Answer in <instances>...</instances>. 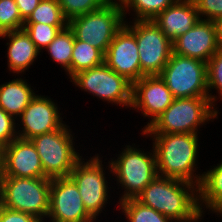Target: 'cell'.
<instances>
[{
	"label": "cell",
	"instance_id": "37",
	"mask_svg": "<svg viewBox=\"0 0 222 222\" xmlns=\"http://www.w3.org/2000/svg\"><path fill=\"white\" fill-rule=\"evenodd\" d=\"M204 216H206V214H205V215H204V214H201V215L196 219L195 222H200L201 220H202L201 222H203Z\"/></svg>",
	"mask_w": 222,
	"mask_h": 222
},
{
	"label": "cell",
	"instance_id": "20",
	"mask_svg": "<svg viewBox=\"0 0 222 222\" xmlns=\"http://www.w3.org/2000/svg\"><path fill=\"white\" fill-rule=\"evenodd\" d=\"M203 172L198 186V205L201 214L208 212L222 217V160Z\"/></svg>",
	"mask_w": 222,
	"mask_h": 222
},
{
	"label": "cell",
	"instance_id": "36",
	"mask_svg": "<svg viewBox=\"0 0 222 222\" xmlns=\"http://www.w3.org/2000/svg\"><path fill=\"white\" fill-rule=\"evenodd\" d=\"M7 32L1 27L0 25V39L2 40V37L6 34Z\"/></svg>",
	"mask_w": 222,
	"mask_h": 222
},
{
	"label": "cell",
	"instance_id": "24",
	"mask_svg": "<svg viewBox=\"0 0 222 222\" xmlns=\"http://www.w3.org/2000/svg\"><path fill=\"white\" fill-rule=\"evenodd\" d=\"M74 47V33L67 26L61 30L55 39L44 49L55 64L63 68L69 79L72 51Z\"/></svg>",
	"mask_w": 222,
	"mask_h": 222
},
{
	"label": "cell",
	"instance_id": "15",
	"mask_svg": "<svg viewBox=\"0 0 222 222\" xmlns=\"http://www.w3.org/2000/svg\"><path fill=\"white\" fill-rule=\"evenodd\" d=\"M0 171V177H46L32 141L19 137L2 147Z\"/></svg>",
	"mask_w": 222,
	"mask_h": 222
},
{
	"label": "cell",
	"instance_id": "7",
	"mask_svg": "<svg viewBox=\"0 0 222 222\" xmlns=\"http://www.w3.org/2000/svg\"><path fill=\"white\" fill-rule=\"evenodd\" d=\"M51 179L0 177V204L46 222L50 209Z\"/></svg>",
	"mask_w": 222,
	"mask_h": 222
},
{
	"label": "cell",
	"instance_id": "8",
	"mask_svg": "<svg viewBox=\"0 0 222 222\" xmlns=\"http://www.w3.org/2000/svg\"><path fill=\"white\" fill-rule=\"evenodd\" d=\"M125 18L119 1H110L101 9L75 17L68 22L77 40L86 41L104 55Z\"/></svg>",
	"mask_w": 222,
	"mask_h": 222
},
{
	"label": "cell",
	"instance_id": "16",
	"mask_svg": "<svg viewBox=\"0 0 222 222\" xmlns=\"http://www.w3.org/2000/svg\"><path fill=\"white\" fill-rule=\"evenodd\" d=\"M104 63L132 84L141 78V65L135 35L124 25L104 55Z\"/></svg>",
	"mask_w": 222,
	"mask_h": 222
},
{
	"label": "cell",
	"instance_id": "34",
	"mask_svg": "<svg viewBox=\"0 0 222 222\" xmlns=\"http://www.w3.org/2000/svg\"><path fill=\"white\" fill-rule=\"evenodd\" d=\"M41 0H15L21 17L26 20L33 10L39 5Z\"/></svg>",
	"mask_w": 222,
	"mask_h": 222
},
{
	"label": "cell",
	"instance_id": "22",
	"mask_svg": "<svg viewBox=\"0 0 222 222\" xmlns=\"http://www.w3.org/2000/svg\"><path fill=\"white\" fill-rule=\"evenodd\" d=\"M177 0H120L125 21L153 20ZM131 13V14H130ZM132 16L127 18V16ZM127 18V19H126Z\"/></svg>",
	"mask_w": 222,
	"mask_h": 222
},
{
	"label": "cell",
	"instance_id": "27",
	"mask_svg": "<svg viewBox=\"0 0 222 222\" xmlns=\"http://www.w3.org/2000/svg\"><path fill=\"white\" fill-rule=\"evenodd\" d=\"M207 86L208 98L217 107V101H222V50H218L207 62Z\"/></svg>",
	"mask_w": 222,
	"mask_h": 222
},
{
	"label": "cell",
	"instance_id": "10",
	"mask_svg": "<svg viewBox=\"0 0 222 222\" xmlns=\"http://www.w3.org/2000/svg\"><path fill=\"white\" fill-rule=\"evenodd\" d=\"M159 76L174 98L208 97L207 63L204 61L172 52Z\"/></svg>",
	"mask_w": 222,
	"mask_h": 222
},
{
	"label": "cell",
	"instance_id": "30",
	"mask_svg": "<svg viewBox=\"0 0 222 222\" xmlns=\"http://www.w3.org/2000/svg\"><path fill=\"white\" fill-rule=\"evenodd\" d=\"M24 21L15 0H0V25L6 32L22 29Z\"/></svg>",
	"mask_w": 222,
	"mask_h": 222
},
{
	"label": "cell",
	"instance_id": "5",
	"mask_svg": "<svg viewBox=\"0 0 222 222\" xmlns=\"http://www.w3.org/2000/svg\"><path fill=\"white\" fill-rule=\"evenodd\" d=\"M87 157L88 156H82L77 161L69 177L77 185L87 212L96 221L98 220V222H100L101 220L98 219L99 216L101 213H104L103 216L107 214L105 213L107 211V206H110L107 204L112 202L110 199V197H112V192L110 190L114 188L113 191L115 192L116 186L113 187V185H111L113 177H111L112 168L110 162L108 161V163H103V161H106L108 158L103 160V156L100 151L93 156L90 154L89 159ZM105 164H107V166Z\"/></svg>",
	"mask_w": 222,
	"mask_h": 222
},
{
	"label": "cell",
	"instance_id": "29",
	"mask_svg": "<svg viewBox=\"0 0 222 222\" xmlns=\"http://www.w3.org/2000/svg\"><path fill=\"white\" fill-rule=\"evenodd\" d=\"M110 0H58L65 19H71L101 9Z\"/></svg>",
	"mask_w": 222,
	"mask_h": 222
},
{
	"label": "cell",
	"instance_id": "9",
	"mask_svg": "<svg viewBox=\"0 0 222 222\" xmlns=\"http://www.w3.org/2000/svg\"><path fill=\"white\" fill-rule=\"evenodd\" d=\"M70 82L84 93L96 97L98 101L131 108L132 83L124 76L117 74L105 63L100 66L81 71L74 75Z\"/></svg>",
	"mask_w": 222,
	"mask_h": 222
},
{
	"label": "cell",
	"instance_id": "17",
	"mask_svg": "<svg viewBox=\"0 0 222 222\" xmlns=\"http://www.w3.org/2000/svg\"><path fill=\"white\" fill-rule=\"evenodd\" d=\"M173 53L207 63L219 50L213 21L199 19L185 34L173 42Z\"/></svg>",
	"mask_w": 222,
	"mask_h": 222
},
{
	"label": "cell",
	"instance_id": "18",
	"mask_svg": "<svg viewBox=\"0 0 222 222\" xmlns=\"http://www.w3.org/2000/svg\"><path fill=\"white\" fill-rule=\"evenodd\" d=\"M2 38L3 41H7L5 45L6 47L8 46L5 56H7L9 74L13 73V75H20L21 77L23 74L26 75L31 65L34 66L35 61L37 62L41 56V52L36 48L23 28L8 31Z\"/></svg>",
	"mask_w": 222,
	"mask_h": 222
},
{
	"label": "cell",
	"instance_id": "25",
	"mask_svg": "<svg viewBox=\"0 0 222 222\" xmlns=\"http://www.w3.org/2000/svg\"><path fill=\"white\" fill-rule=\"evenodd\" d=\"M117 205L115 209L118 207V212L121 210V216L124 215L123 219H127L122 222H174L169 217L141 204L136 199H127L117 203Z\"/></svg>",
	"mask_w": 222,
	"mask_h": 222
},
{
	"label": "cell",
	"instance_id": "6",
	"mask_svg": "<svg viewBox=\"0 0 222 222\" xmlns=\"http://www.w3.org/2000/svg\"><path fill=\"white\" fill-rule=\"evenodd\" d=\"M75 134L69 124L65 123L57 130L31 139L40 157L44 175L47 178L69 177L75 164L83 156L75 142L78 141L75 139Z\"/></svg>",
	"mask_w": 222,
	"mask_h": 222
},
{
	"label": "cell",
	"instance_id": "26",
	"mask_svg": "<svg viewBox=\"0 0 222 222\" xmlns=\"http://www.w3.org/2000/svg\"><path fill=\"white\" fill-rule=\"evenodd\" d=\"M24 23H44L53 26H68L58 0H41Z\"/></svg>",
	"mask_w": 222,
	"mask_h": 222
},
{
	"label": "cell",
	"instance_id": "12",
	"mask_svg": "<svg viewBox=\"0 0 222 222\" xmlns=\"http://www.w3.org/2000/svg\"><path fill=\"white\" fill-rule=\"evenodd\" d=\"M51 96L36 94L16 119L18 137L31 140L36 136L61 128L65 123L62 107ZM20 127V128H19Z\"/></svg>",
	"mask_w": 222,
	"mask_h": 222
},
{
	"label": "cell",
	"instance_id": "13",
	"mask_svg": "<svg viewBox=\"0 0 222 222\" xmlns=\"http://www.w3.org/2000/svg\"><path fill=\"white\" fill-rule=\"evenodd\" d=\"M47 221L98 222L87 212L79 189L70 177L51 179Z\"/></svg>",
	"mask_w": 222,
	"mask_h": 222
},
{
	"label": "cell",
	"instance_id": "31",
	"mask_svg": "<svg viewBox=\"0 0 222 222\" xmlns=\"http://www.w3.org/2000/svg\"><path fill=\"white\" fill-rule=\"evenodd\" d=\"M18 137L16 119L0 108V147Z\"/></svg>",
	"mask_w": 222,
	"mask_h": 222
},
{
	"label": "cell",
	"instance_id": "32",
	"mask_svg": "<svg viewBox=\"0 0 222 222\" xmlns=\"http://www.w3.org/2000/svg\"><path fill=\"white\" fill-rule=\"evenodd\" d=\"M200 19L215 21L222 17V0H193Z\"/></svg>",
	"mask_w": 222,
	"mask_h": 222
},
{
	"label": "cell",
	"instance_id": "14",
	"mask_svg": "<svg viewBox=\"0 0 222 222\" xmlns=\"http://www.w3.org/2000/svg\"><path fill=\"white\" fill-rule=\"evenodd\" d=\"M174 96L159 75L143 76L132 84V105L129 110L141 112L148 122L143 132L173 102ZM137 109V110H136Z\"/></svg>",
	"mask_w": 222,
	"mask_h": 222
},
{
	"label": "cell",
	"instance_id": "33",
	"mask_svg": "<svg viewBox=\"0 0 222 222\" xmlns=\"http://www.w3.org/2000/svg\"><path fill=\"white\" fill-rule=\"evenodd\" d=\"M0 222H43V221L33 215L27 214L25 212L11 210L0 204Z\"/></svg>",
	"mask_w": 222,
	"mask_h": 222
},
{
	"label": "cell",
	"instance_id": "3",
	"mask_svg": "<svg viewBox=\"0 0 222 222\" xmlns=\"http://www.w3.org/2000/svg\"><path fill=\"white\" fill-rule=\"evenodd\" d=\"M115 157L109 158L112 168L113 184H117L120 194L119 203L127 199H136L143 189L158 176L156 155L153 146L149 151L139 148L136 143L122 145ZM116 181V183H114ZM122 192V193H121Z\"/></svg>",
	"mask_w": 222,
	"mask_h": 222
},
{
	"label": "cell",
	"instance_id": "28",
	"mask_svg": "<svg viewBox=\"0 0 222 222\" xmlns=\"http://www.w3.org/2000/svg\"><path fill=\"white\" fill-rule=\"evenodd\" d=\"M67 26H53L44 23H24L23 29L29 35L36 48L43 53L44 49L55 39L57 34Z\"/></svg>",
	"mask_w": 222,
	"mask_h": 222
},
{
	"label": "cell",
	"instance_id": "19",
	"mask_svg": "<svg viewBox=\"0 0 222 222\" xmlns=\"http://www.w3.org/2000/svg\"><path fill=\"white\" fill-rule=\"evenodd\" d=\"M199 19L193 0H177L155 17L153 21L173 42L188 32Z\"/></svg>",
	"mask_w": 222,
	"mask_h": 222
},
{
	"label": "cell",
	"instance_id": "4",
	"mask_svg": "<svg viewBox=\"0 0 222 222\" xmlns=\"http://www.w3.org/2000/svg\"><path fill=\"white\" fill-rule=\"evenodd\" d=\"M218 109L208 97L175 98L141 134H200V128L219 119Z\"/></svg>",
	"mask_w": 222,
	"mask_h": 222
},
{
	"label": "cell",
	"instance_id": "23",
	"mask_svg": "<svg viewBox=\"0 0 222 222\" xmlns=\"http://www.w3.org/2000/svg\"><path fill=\"white\" fill-rule=\"evenodd\" d=\"M104 63V54L86 41L77 40L74 36V47L69 68V79L77 73L100 66Z\"/></svg>",
	"mask_w": 222,
	"mask_h": 222
},
{
	"label": "cell",
	"instance_id": "2",
	"mask_svg": "<svg viewBox=\"0 0 222 222\" xmlns=\"http://www.w3.org/2000/svg\"><path fill=\"white\" fill-rule=\"evenodd\" d=\"M136 200L174 222H195L201 215L198 186L181 180L157 176Z\"/></svg>",
	"mask_w": 222,
	"mask_h": 222
},
{
	"label": "cell",
	"instance_id": "1",
	"mask_svg": "<svg viewBox=\"0 0 222 222\" xmlns=\"http://www.w3.org/2000/svg\"><path fill=\"white\" fill-rule=\"evenodd\" d=\"M150 138L156 155L158 176L200 185L203 172H199V134H141ZM199 135V136H198ZM199 166V167H198ZM198 169V170H197Z\"/></svg>",
	"mask_w": 222,
	"mask_h": 222
},
{
	"label": "cell",
	"instance_id": "11",
	"mask_svg": "<svg viewBox=\"0 0 222 222\" xmlns=\"http://www.w3.org/2000/svg\"><path fill=\"white\" fill-rule=\"evenodd\" d=\"M136 38L143 76L159 75L173 52L172 42L153 20H131L124 24Z\"/></svg>",
	"mask_w": 222,
	"mask_h": 222
},
{
	"label": "cell",
	"instance_id": "35",
	"mask_svg": "<svg viewBox=\"0 0 222 222\" xmlns=\"http://www.w3.org/2000/svg\"><path fill=\"white\" fill-rule=\"evenodd\" d=\"M214 22L216 29V41L219 50H222V17L216 19Z\"/></svg>",
	"mask_w": 222,
	"mask_h": 222
},
{
	"label": "cell",
	"instance_id": "21",
	"mask_svg": "<svg viewBox=\"0 0 222 222\" xmlns=\"http://www.w3.org/2000/svg\"><path fill=\"white\" fill-rule=\"evenodd\" d=\"M8 82L0 84V108H2L10 116L17 119L31 100L35 97V88L31 86L26 77L16 76ZM29 82V83H28ZM33 88V89H32Z\"/></svg>",
	"mask_w": 222,
	"mask_h": 222
},
{
	"label": "cell",
	"instance_id": "38",
	"mask_svg": "<svg viewBox=\"0 0 222 222\" xmlns=\"http://www.w3.org/2000/svg\"><path fill=\"white\" fill-rule=\"evenodd\" d=\"M1 151H2V148L0 147V163H1Z\"/></svg>",
	"mask_w": 222,
	"mask_h": 222
}]
</instances>
